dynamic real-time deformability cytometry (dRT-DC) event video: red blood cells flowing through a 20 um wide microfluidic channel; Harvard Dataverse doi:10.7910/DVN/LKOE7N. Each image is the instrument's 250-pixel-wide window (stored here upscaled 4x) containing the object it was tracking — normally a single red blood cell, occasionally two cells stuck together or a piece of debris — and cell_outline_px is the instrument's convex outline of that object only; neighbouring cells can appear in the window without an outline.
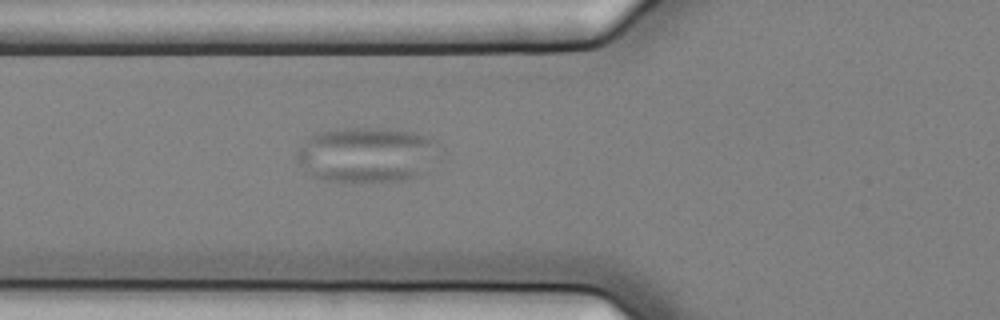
{"species": "common noctule bat (a hibernating species)", "species_latin": "Nyctalus noctula", "temperature_condition": "cold", "stored_images_in_passage": 15, "camera_frame_rate_fps": 3000, "um_per_image_px": 0.085, "animal": {"sex": "female", "body_mass_g": 25.1}, "frame": {"image": 1, "passage_image": 5, "time_ms": 1.333, "image_size_px": [1000, 320], "cell_outline_px": [[436, 148], [420, 176], [404, 180], [320, 180], [312, 176], [296, 160], [296, 152], [308, 136], [316, 132], [336, 128], [384, 128], [412, 132], [436, 140]], "centroid_in_image_um": [31.06, 13.11], "position_along_channel_um": 94.7, "area_um2": 44.97}}
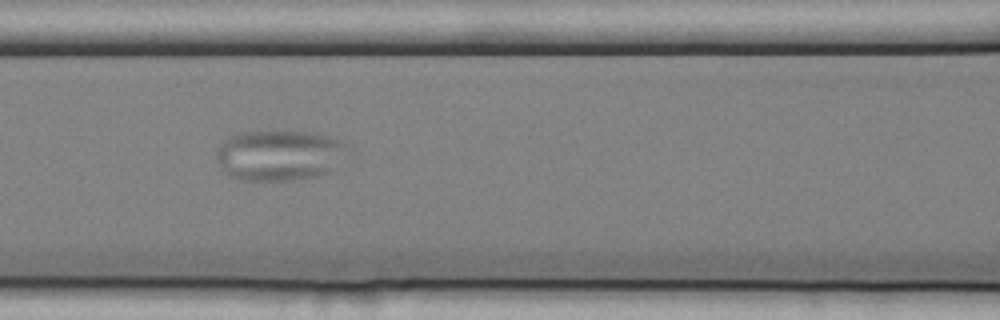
{"frame": {"image": 2, "passage_image": 9, "time_ms": 2.667, "image_size_px": [1000, 320], "cell_outline_px": [[344, 144], [332, 172], [316, 176], [292, 180], [240, 180], [228, 176], [216, 160], [216, 152], [220, 144], [228, 136], [240, 132], [312, 132], [328, 136], [340, 140]], "centroid_in_image_um": [23.63, 13.21], "position_along_channel_um": 143.0, "area_um2": 38.09}}